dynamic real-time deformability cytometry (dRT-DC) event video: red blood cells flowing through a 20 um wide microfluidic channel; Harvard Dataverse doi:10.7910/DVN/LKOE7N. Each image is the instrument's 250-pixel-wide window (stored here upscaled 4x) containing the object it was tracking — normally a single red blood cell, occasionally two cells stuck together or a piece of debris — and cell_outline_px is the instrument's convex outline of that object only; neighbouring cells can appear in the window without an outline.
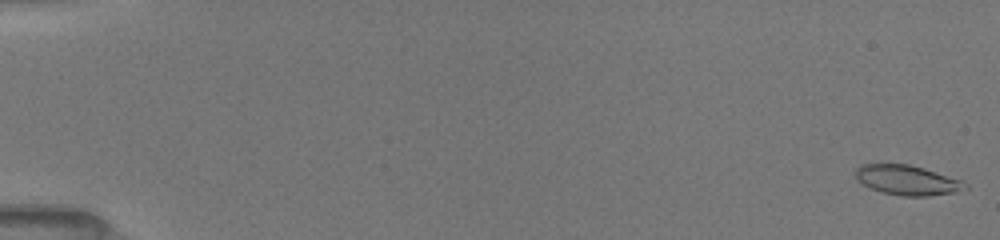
{"species": "common noctule bat (a hibernating species)", "species_latin": "Nyctalus noctula", "temperature_condition": "room temperature", "stored_images_in_passage": 7, "camera_frame_rate_fps": 3000, "um_per_image_px": 0.085, "animal": {"sex": "female", "body_mass_g": 19.5, "forearm_length_mm": 54.1}, "frame": {"image": 1, "passage_image": 1, "time_ms": 0.0, "image_size_px": [1000, 240], "cell_outline_px": [[968, 188], [956, 192], [928, 196], [904, 196], [880, 192], [856, 180], [852, 172], [860, 164], [880, 160], [908, 164], [924, 168], [964, 180], [968, 184]], "centroid_in_image_um": [77.04, 15.25], "position_along_channel_um": 8.0, "area_um2": 20.06}}